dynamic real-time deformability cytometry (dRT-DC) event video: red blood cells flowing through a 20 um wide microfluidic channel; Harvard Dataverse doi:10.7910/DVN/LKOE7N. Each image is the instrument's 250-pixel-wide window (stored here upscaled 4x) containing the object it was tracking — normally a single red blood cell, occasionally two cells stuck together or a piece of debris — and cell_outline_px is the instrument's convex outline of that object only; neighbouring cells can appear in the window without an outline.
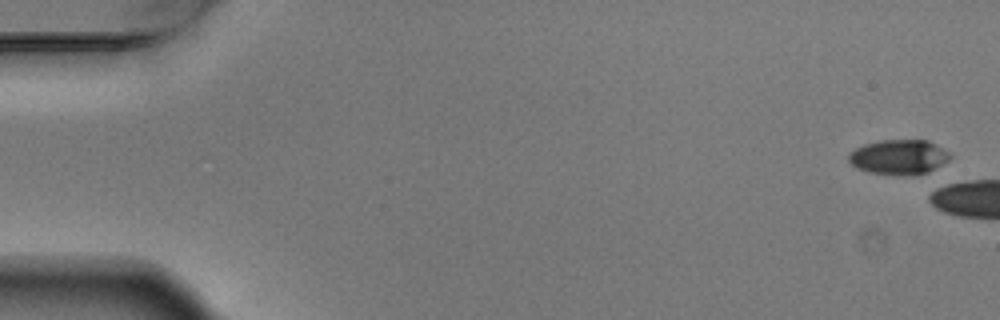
{"species": "Egyptian fruit bat (a non-hibernating species)", "species_latin": "Rousettus aegyptiacus", "temperature_condition": "warm", "stored_images_in_passage": 3, "camera_frame_rate_fps": 3000, "um_per_image_px": 0.085, "animal": {"sex": "male"}, "frame": {"image": 1, "passage_image": 1, "time_ms": 0.0, "image_size_px": [1000, 320], "cell_outline_px": [[952, 156], [948, 160], [928, 172], [868, 172], [856, 168], [848, 160], [848, 156], [856, 148], [864, 144], [880, 140], [928, 140], [936, 144], [948, 152]], "centroid_in_image_um": [76.39, 13.29], "position_along_channel_um": 8.6, "area_um2": 19.65}}